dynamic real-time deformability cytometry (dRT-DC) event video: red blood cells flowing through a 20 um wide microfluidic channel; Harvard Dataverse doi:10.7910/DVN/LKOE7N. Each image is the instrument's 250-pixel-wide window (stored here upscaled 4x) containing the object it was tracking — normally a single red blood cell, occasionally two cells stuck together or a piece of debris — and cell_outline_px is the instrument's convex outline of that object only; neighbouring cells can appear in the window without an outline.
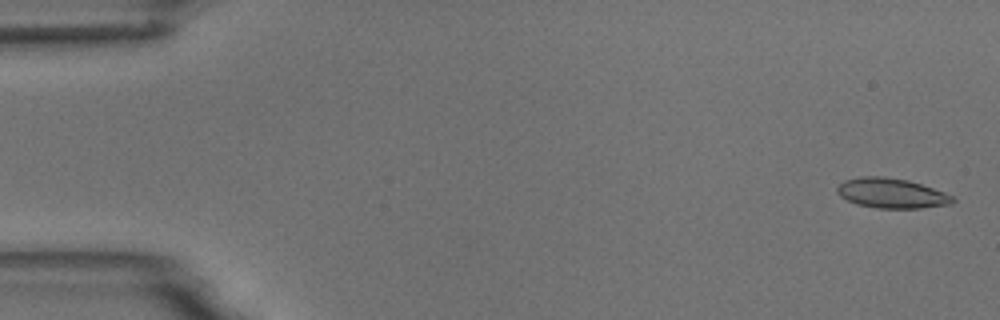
{"species": "common noctule bat (a hibernating species)", "species_latin": "Nyctalus noctula", "temperature_condition": "room temperature", "stored_images_in_passage": 5, "camera_frame_rate_fps": 3000, "um_per_image_px": 0.085, "animal": {"sex": "male", "body_mass_g": 18.8}, "frame": {"image": 1, "passage_image": 1, "time_ms": 0.0, "image_size_px": [1000, 320], "cell_outline_px": [[956, 200], [952, 204], [920, 208], [876, 208], [856, 204], [840, 196], [836, 192], [836, 188], [844, 180], [860, 176], [884, 176], [908, 180], [944, 192], [952, 196]], "centroid_in_image_um": [75.76, 16.42], "position_along_channel_um": 9.2, "area_um2": 20.17}}
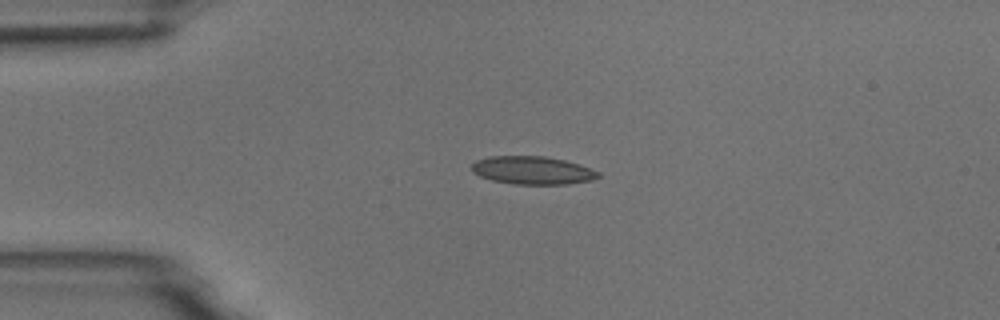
{"frame": {"image": 2, "passage_image": 4, "time_ms": 3.667, "image_size_px": [1000, 320], "cell_outline_px": [[600, 176], [592, 180], [568, 184], [512, 184], [492, 180], [480, 176], [472, 172], [472, 164], [476, 160], [488, 156], [544, 156], [564, 160], [600, 172]], "centroid_in_image_um": [45.23, 14.48], "position_along_channel_um": 39.8, "area_um2": 20.58}}